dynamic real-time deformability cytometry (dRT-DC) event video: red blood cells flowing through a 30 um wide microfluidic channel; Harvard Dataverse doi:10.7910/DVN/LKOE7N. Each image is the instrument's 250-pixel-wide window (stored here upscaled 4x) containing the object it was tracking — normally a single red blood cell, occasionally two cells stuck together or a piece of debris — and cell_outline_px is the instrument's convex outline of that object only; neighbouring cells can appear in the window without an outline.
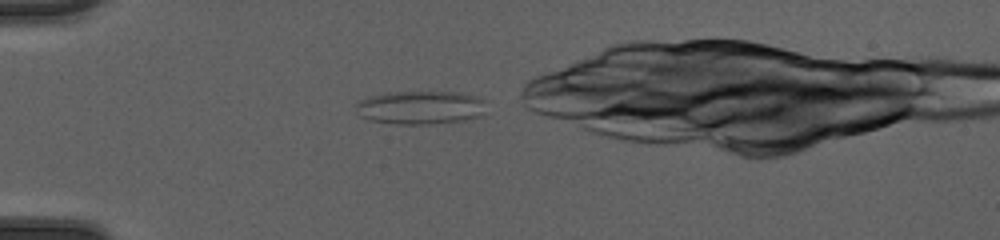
{"species": "common noctule bat (a hibernating species)", "species_latin": "Nyctalus noctula", "temperature_condition": "cold", "stored_images_in_passage": 31, "camera_frame_rate_fps": 3000, "um_per_image_px": 0.085, "animal": {"sex": "female", "body_mass_g": 20.0, "forearm_length_mm": 54.0}, "frame": {"image": 1, "passage_image": 2, "time_ms": 0.333, "image_size_px": [1000, 240], "cell_outline_px": [[484, 100], [476, 116], [464, 120], [432, 124], [396, 124], [368, 120], [360, 116], [356, 108], [356, 104], [360, 100], [368, 96], [388, 92], [460, 92], [480, 96]], "centroid_in_image_um": [35.65, 9.13], "position_along_channel_um": 49.4, "area_um2": 25.2}}
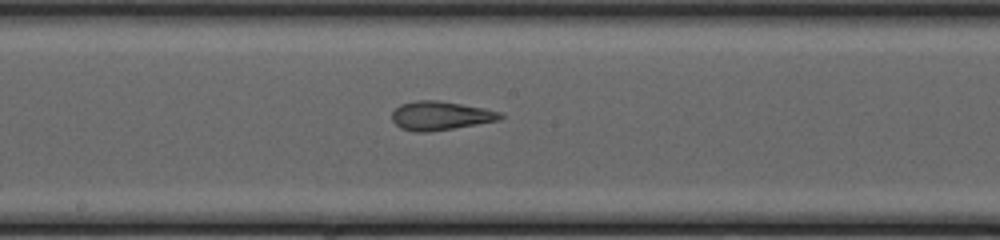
{"frame": {"image": 2, "passage_image": 15, "time_ms": 4.667, "image_size_px": [1000, 240], "cell_outline_px": [[504, 116], [500, 120], [428, 132], [416, 132], [400, 128], [392, 120], [392, 112], [400, 104], [416, 100], [436, 100], [484, 108], [500, 112]], "centroid_in_image_um": [37.41, 9.83], "position_along_channel_um": 210.8, "area_um2": 18.03}}
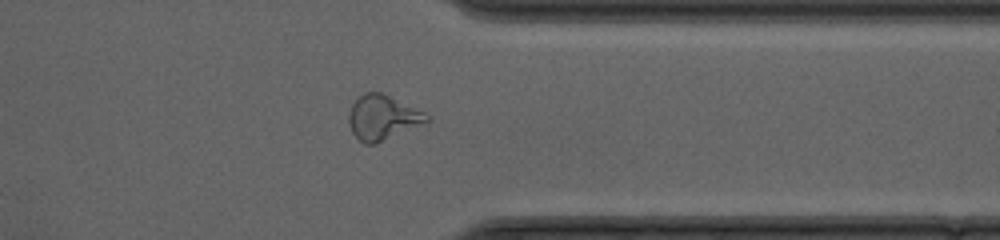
{"frame": {"image": 3, "passage_image": 27, "time_ms": 8.667, "image_size_px": [1000, 240], "cell_outline_px": [[432, 120], [428, 124], [376, 144], [364, 144], [352, 132], [348, 124], [348, 116], [352, 104], [364, 92], [380, 92], [424, 112]], "centroid_in_image_um": [32.56, 10.03], "position_along_channel_um": 378.8, "area_um2": 20.58}}